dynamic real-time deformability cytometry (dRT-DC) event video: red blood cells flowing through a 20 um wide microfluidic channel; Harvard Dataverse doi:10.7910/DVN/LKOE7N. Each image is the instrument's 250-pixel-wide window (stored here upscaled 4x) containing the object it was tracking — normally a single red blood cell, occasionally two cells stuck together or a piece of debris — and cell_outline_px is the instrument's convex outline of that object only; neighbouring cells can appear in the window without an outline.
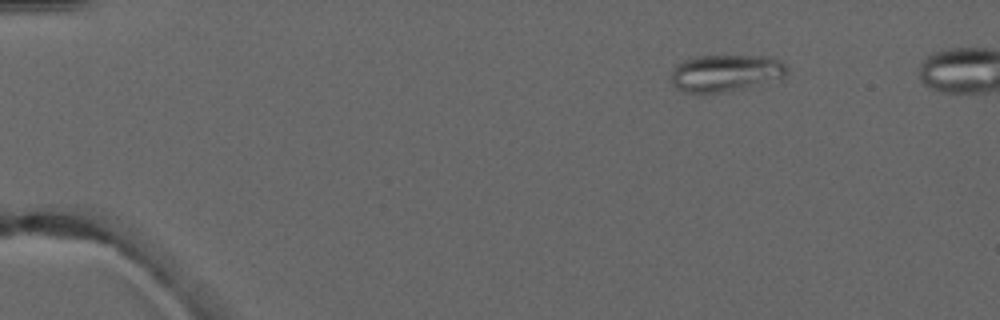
{"species": "common noctule bat (a hibernating species)", "species_latin": "Nyctalus noctula", "temperature_condition": "warm", "stored_images_in_passage": 6, "segment_of_instrument_passage": [2, 2], "camera_frame_rate_fps": 3000, "um_per_image_px": 0.085, "animal": {"sex": "male", "forearm_length_mm": 52.5}, "frame": {"image": 1, "passage_image": 6, "time_ms": 7.0, "image_size_px": [1000, 320], "cell_outline_px": [[788, 72], [784, 76], [744, 88], [728, 92], [684, 92], [676, 88], [672, 84], [672, 68], [676, 64], [684, 60], [696, 56], [768, 56], [780, 60], [788, 68]], "centroid_in_image_um": [61.65, 6.19], "position_along_channel_um": 23.4, "area_um2": 24.8}}